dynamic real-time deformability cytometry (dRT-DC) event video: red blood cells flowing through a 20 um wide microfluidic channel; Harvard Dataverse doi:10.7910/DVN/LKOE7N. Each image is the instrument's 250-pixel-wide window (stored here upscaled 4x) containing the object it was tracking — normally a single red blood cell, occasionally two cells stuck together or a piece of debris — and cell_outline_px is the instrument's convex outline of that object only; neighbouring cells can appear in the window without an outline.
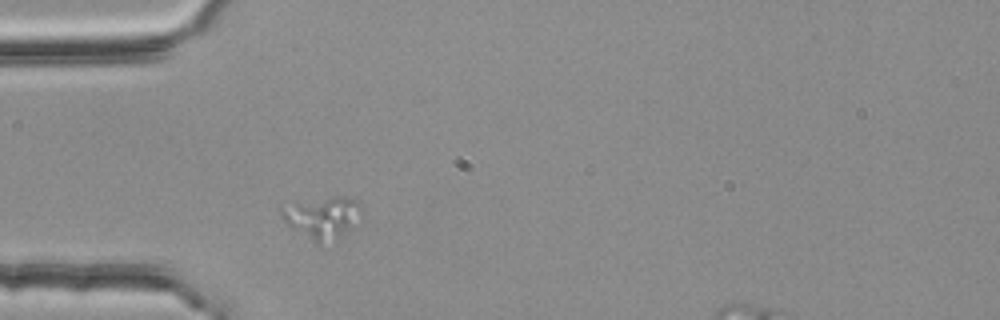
{"species": "common noctule bat (a hibernating species)", "species_latin": "Nyctalus noctula", "temperature_condition": "room temperature", "stored_images_in_passage": 2, "segment_of_instrument_passage": [1, 2], "camera_frame_rate_fps": 3000, "um_per_image_px": 0.085, "animal": {"sex": "female", "body_mass_g": 25.1}, "frame": {"image": 1, "passage_image": 1, "time_ms": 0.0, "image_size_px": [1000, 320], "cell_outline_px": [[364, 208], [352, 228], [336, 240], [320, 248], [288, 224], [280, 216], [280, 208], [296, 204], [336, 196], [344, 196], [360, 200]], "centroid_in_image_um": [27.49, 18.55], "position_along_channel_um": 57.5, "area_um2": 19.71}}